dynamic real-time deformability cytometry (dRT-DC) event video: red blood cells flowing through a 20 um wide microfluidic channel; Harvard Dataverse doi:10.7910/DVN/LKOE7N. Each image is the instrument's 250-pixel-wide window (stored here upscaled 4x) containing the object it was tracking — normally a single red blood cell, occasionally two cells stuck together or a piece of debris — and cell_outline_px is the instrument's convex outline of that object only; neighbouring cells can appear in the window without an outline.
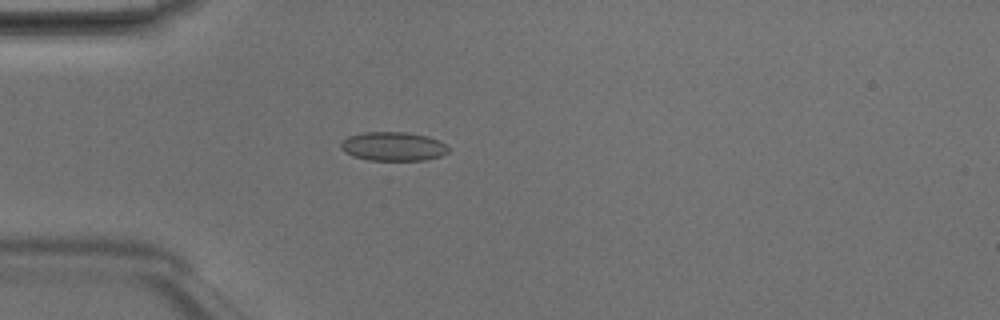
{"species": "Egyptian fruit bat (a non-hibernating species)", "species_latin": "Rousettus aegyptiacus", "temperature_condition": "room temperature", "stored_images_in_passage": 39, "camera_frame_rate_fps": 3000, "um_per_image_px": 0.085, "animal": {"sex": "male"}, "frame": {"image": 1, "passage_image": 4, "time_ms": 1.0, "image_size_px": [1000, 320], "cell_outline_px": [[448, 152], [440, 156], [424, 160], [368, 160], [352, 156], [344, 152], [340, 148], [340, 144], [348, 136], [364, 132], [404, 132], [428, 136], [444, 144], [448, 148]], "centroid_in_image_um": [33.37, 12.45], "position_along_channel_um": 51.6, "area_um2": 18.03}}
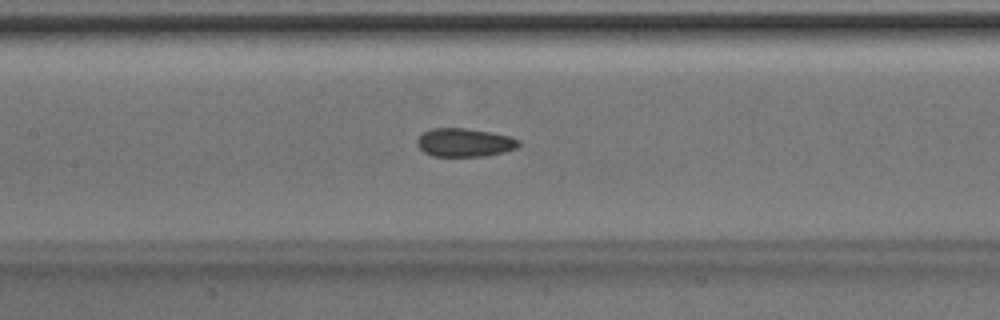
{"frame": {"image": 2, "passage_image": 13, "time_ms": 4.0, "image_size_px": [1000, 320], "cell_outline_px": [[520, 144], [516, 148], [484, 156], [432, 156], [424, 152], [416, 144], [416, 140], [420, 132], [432, 128], [464, 128], [492, 132], [508, 136], [520, 140]], "centroid_in_image_um": [39.42, 12.1], "position_along_channel_um": 168.0, "area_um2": 16.88}}
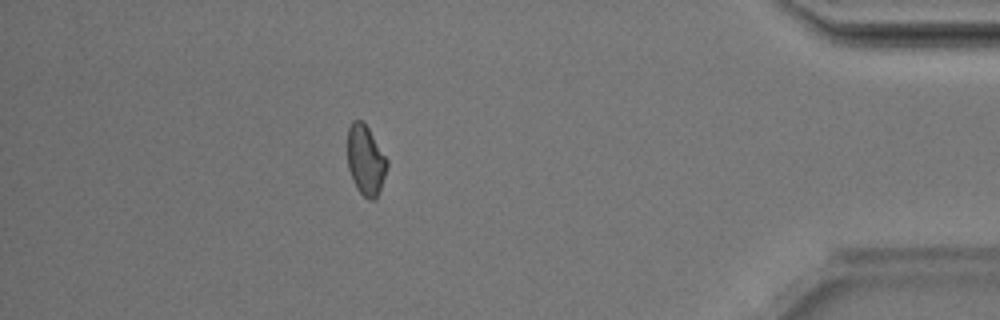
{"frame": {"image": 3, "passage_image": 33, "time_ms": 10.667, "image_size_px": [1000, 320], "cell_outline_px": [[388, 164], [376, 200], [368, 200], [356, 188], [352, 180], [348, 168], [348, 128], [352, 120], [360, 120], [368, 128], [388, 160]], "centroid_in_image_um": [31.07, 13.64], "position_along_channel_um": 404.1, "area_um2": 16.01}, "authors_computed_cell_mechanics": {"area_um2": 16.762, "velocity_mm_per_s": 4.2033, "shape_relaxation_time_tau1_ms": 8.0905, "shape_relaxation_time_tau2_ms": 3.7581, "deformation_change_tau1": 0.1084, "deformation_change_tau2": 0.0752}}